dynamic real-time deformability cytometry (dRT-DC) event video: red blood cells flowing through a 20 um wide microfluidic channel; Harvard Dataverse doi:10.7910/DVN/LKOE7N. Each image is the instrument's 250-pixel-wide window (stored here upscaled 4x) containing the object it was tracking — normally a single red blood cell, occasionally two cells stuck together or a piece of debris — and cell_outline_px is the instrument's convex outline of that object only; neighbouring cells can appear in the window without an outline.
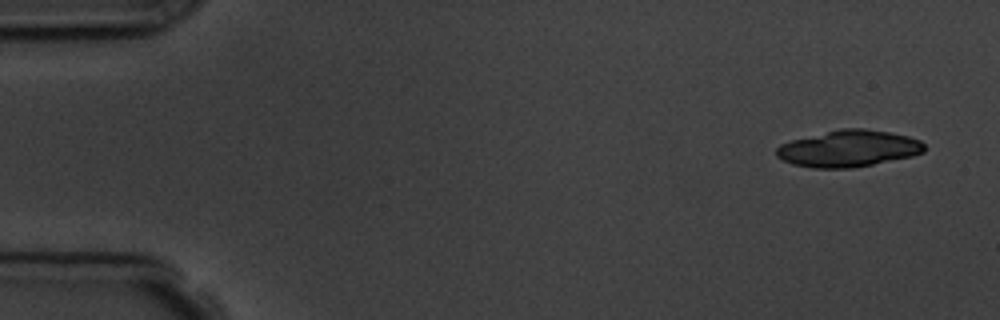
{"species": "common noctule bat (a hibernating species)", "species_latin": "Nyctalus noctula", "temperature_condition": "room temperature", "stored_images_in_passage": 9, "camera_frame_rate_fps": 3000, "um_per_image_px": 0.085, "animal": {"sex": "male", "body_mass_g": 19.5, "forearm_length_mm": 54.6}, "frame": {"image": 1, "passage_image": 1, "time_ms": 0.0, "image_size_px": [1000, 320], "cell_outline_px": [[924, 152], [912, 156], [872, 164], [848, 168], [812, 168], [792, 164], [776, 156], [776, 148], [780, 144], [792, 140], [840, 128], [864, 128], [888, 132], [908, 136], [920, 140], [924, 144]], "centroid_in_image_um": [72.11, 12.62], "position_along_channel_um": 12.9, "area_um2": 31.39}}